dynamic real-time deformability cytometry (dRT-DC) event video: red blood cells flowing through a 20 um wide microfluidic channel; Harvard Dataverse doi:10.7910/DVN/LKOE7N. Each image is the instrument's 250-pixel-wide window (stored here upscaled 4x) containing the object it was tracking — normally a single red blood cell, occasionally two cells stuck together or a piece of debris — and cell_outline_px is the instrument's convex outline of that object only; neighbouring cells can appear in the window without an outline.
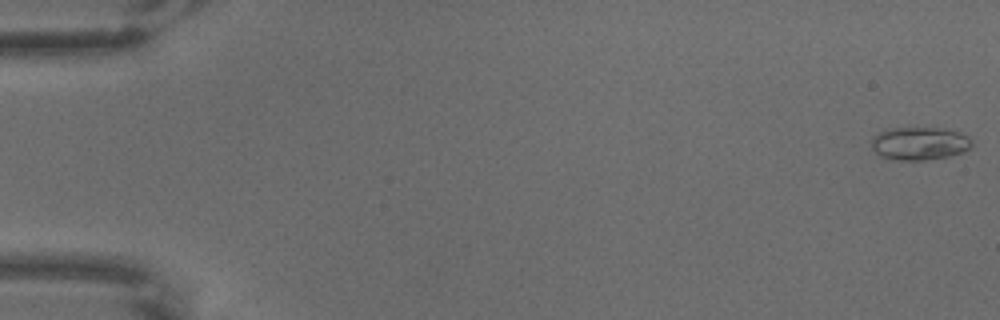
{"species": "common noctule bat (a hibernating species)", "species_latin": "Nyctalus noctula", "temperature_condition": "warm", "stored_images_in_passage": 9, "camera_frame_rate_fps": 3000, "um_per_image_px": 0.085, "animal": {"sex": "male", "body_mass_g": 18.8}, "frame": {"image": 1, "passage_image": 1, "time_ms": 0.0, "image_size_px": [1000, 320], "cell_outline_px": [[972, 144], [964, 152], [952, 156], [924, 160], [900, 160], [880, 156], [872, 148], [872, 136], [888, 128], [940, 128], [956, 132], [968, 136], [972, 140]], "centroid_in_image_um": [78.15, 12.2], "position_along_channel_um": 6.8, "area_um2": 19.25}}
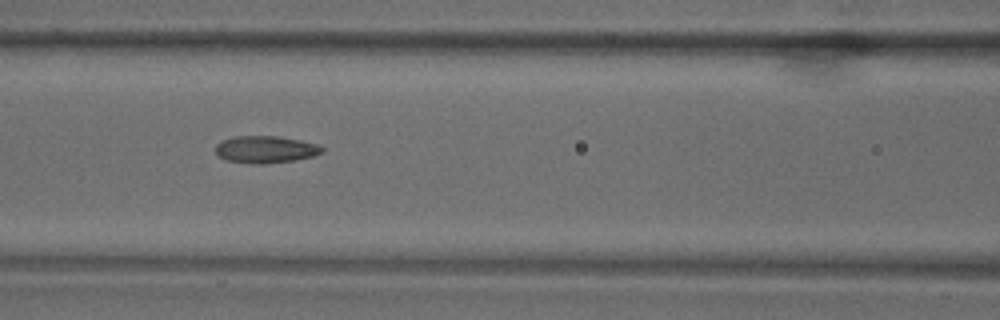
{"frame": {"image": 2, "passage_image": 8, "time_ms": 2.333, "image_size_px": [1000, 320], "cell_outline_px": [[324, 152], [312, 156], [292, 160], [260, 164], [252, 164], [224, 160], [216, 152], [216, 144], [232, 136], [280, 136], [320, 144], [324, 148]], "centroid_in_image_um": [22.58, 12.69], "position_along_channel_um": 144.0, "area_um2": 16.88}}
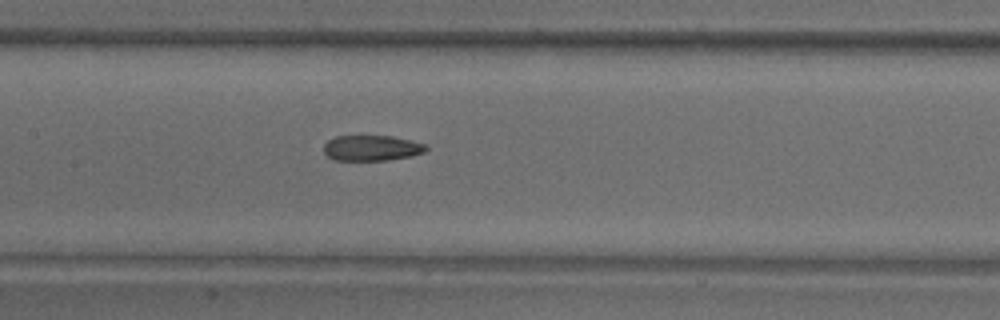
{"frame": {"image": 3, "passage_image": 9, "time_ms": 2.667, "image_size_px": [1000, 320], "cell_outline_px": [[428, 148], [424, 152], [412, 156], [388, 160], [332, 160], [324, 152], [324, 144], [328, 140], [336, 136], [392, 136], [424, 144]], "centroid_in_image_um": [31.57, 12.59], "position_along_channel_um": 175.8, "area_um2": 15.14}}